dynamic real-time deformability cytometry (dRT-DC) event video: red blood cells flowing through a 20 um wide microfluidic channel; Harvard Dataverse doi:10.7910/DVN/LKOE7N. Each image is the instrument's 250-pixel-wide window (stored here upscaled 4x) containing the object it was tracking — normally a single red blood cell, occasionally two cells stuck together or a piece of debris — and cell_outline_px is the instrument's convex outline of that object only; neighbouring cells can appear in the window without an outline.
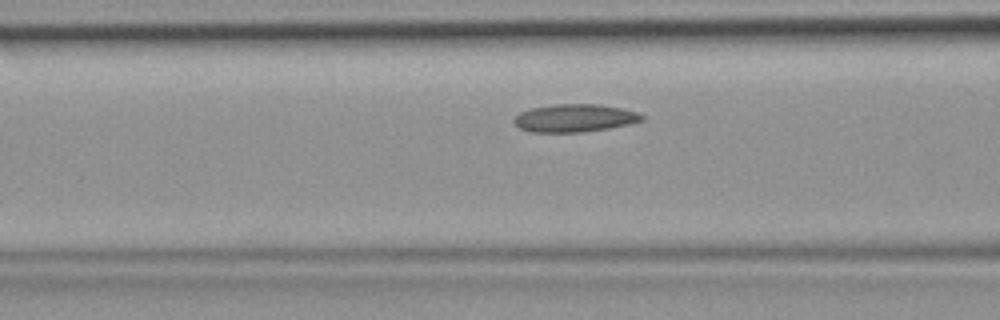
{"species": "common noctule bat (a hibernating species)", "species_latin": "Nyctalus noctula", "temperature_condition": "room temperature", "stored_images_in_passage": 30, "camera_frame_rate_fps": 3000, "um_per_image_px": 0.085, "animal": {"sex": "female", "body_mass_g": 19.9}, "frame": {"image": 1, "passage_image": 7, "time_ms": 2.0, "image_size_px": [1000, 320], "cell_outline_px": [[644, 120], [628, 124], [608, 128], [584, 132], [528, 132], [520, 128], [512, 120], [520, 112], [532, 108], [552, 104], [600, 104], [640, 112], [644, 116]], "centroid_in_image_um": [48.85, 10.03], "position_along_channel_um": 117.7, "area_um2": 20.81}}
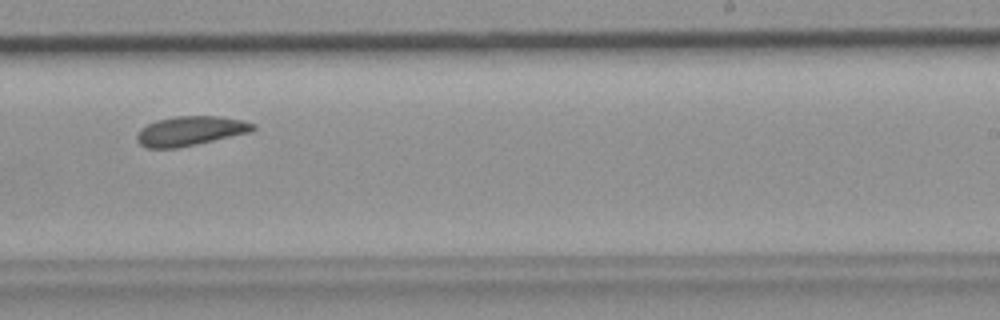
{"frame": {"image": 2, "passage_image": 18, "time_ms": 5.667, "image_size_px": [1000, 320], "cell_outline_px": [[256, 128], [252, 132], [196, 144], [176, 148], [148, 148], [140, 144], [136, 140], [136, 136], [140, 128], [156, 120], [176, 116], [220, 116], [244, 120], [256, 124]], "centroid_in_image_um": [16.2, 11.12], "position_along_channel_um": 272.8, "area_um2": 20.06}}
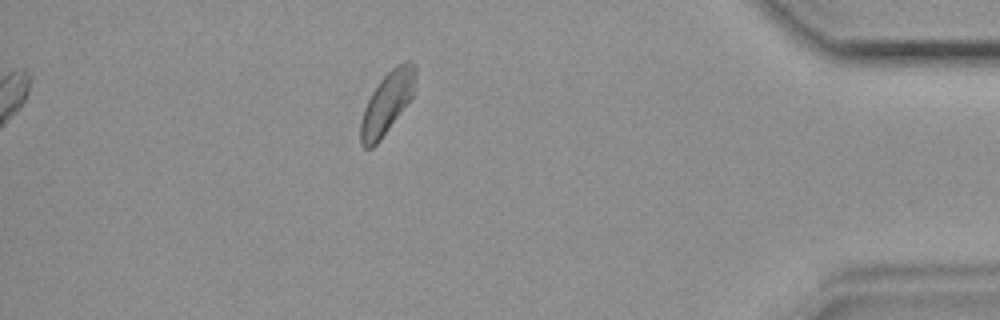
{"frame": {"image": 3, "passage_image": 30, "time_ms": 9.667, "image_size_px": [1000, 320], "cell_outline_px": [[416, 76], [412, 96], [380, 140], [372, 148], [364, 148], [360, 144], [360, 124], [364, 108], [372, 92], [380, 80], [396, 64], [404, 60], [412, 60], [416, 64]], "centroid_in_image_um": [32.9, 8.7], "position_along_channel_um": 402.3, "area_um2": 19.59}}